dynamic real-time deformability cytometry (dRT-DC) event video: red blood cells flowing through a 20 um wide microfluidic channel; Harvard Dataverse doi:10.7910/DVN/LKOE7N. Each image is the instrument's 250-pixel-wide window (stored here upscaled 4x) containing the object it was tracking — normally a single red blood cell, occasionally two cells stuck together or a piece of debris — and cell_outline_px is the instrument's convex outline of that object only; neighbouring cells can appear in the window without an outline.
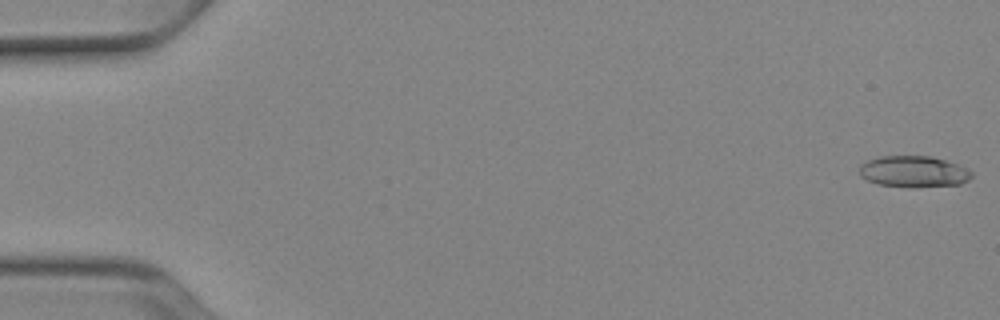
{"species": "Egyptian fruit bat (a non-hibernating species)", "species_latin": "Rousettus aegyptiacus", "temperature_condition": "cold", "stored_images_in_passage": 52, "camera_frame_rate_fps": 3000, "um_per_image_px": 0.085, "animal": {"sex": "female"}, "frame": {"image": 1, "passage_image": 1, "time_ms": 0.0, "image_size_px": [1000, 320], "cell_outline_px": [[972, 176], [968, 180], [960, 184], [916, 188], [908, 188], [880, 184], [868, 180], [860, 176], [860, 164], [868, 160], [880, 156], [928, 156], [944, 160], [968, 168], [972, 172]], "centroid_in_image_um": [77.66, 14.6], "position_along_channel_um": 7.3, "area_um2": 20.58}}
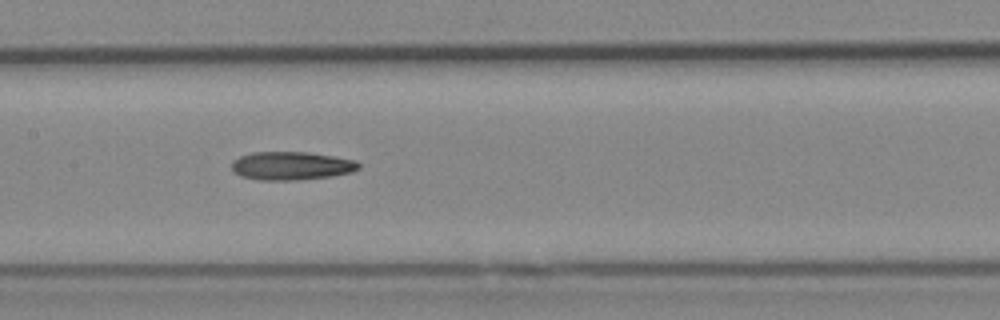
{"frame": {"image": 2, "passage_image": 26, "time_ms": 8.333, "image_size_px": [1000, 320], "cell_outline_px": [[360, 168], [352, 172], [332, 176], [296, 180], [260, 180], [240, 176], [232, 172], [232, 160], [240, 156], [252, 152], [308, 152], [356, 160], [360, 164]], "centroid_in_image_um": [24.75, 14.09], "position_along_channel_um": 182.7, "area_um2": 21.1}}
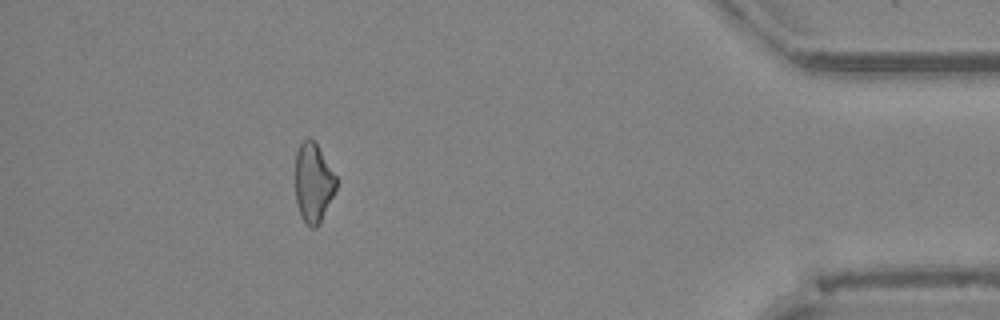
{"frame": {"image": 3, "passage_image": 47, "time_ms": 15.333, "image_size_px": [1000, 320], "cell_outline_px": [[336, 188], [320, 224], [316, 228], [312, 228], [300, 216], [296, 200], [296, 152], [300, 144], [308, 136], [312, 136], [336, 176]], "centroid_in_image_um": [26.63, 15.51], "position_along_channel_um": 408.6, "area_um2": 18.84}}